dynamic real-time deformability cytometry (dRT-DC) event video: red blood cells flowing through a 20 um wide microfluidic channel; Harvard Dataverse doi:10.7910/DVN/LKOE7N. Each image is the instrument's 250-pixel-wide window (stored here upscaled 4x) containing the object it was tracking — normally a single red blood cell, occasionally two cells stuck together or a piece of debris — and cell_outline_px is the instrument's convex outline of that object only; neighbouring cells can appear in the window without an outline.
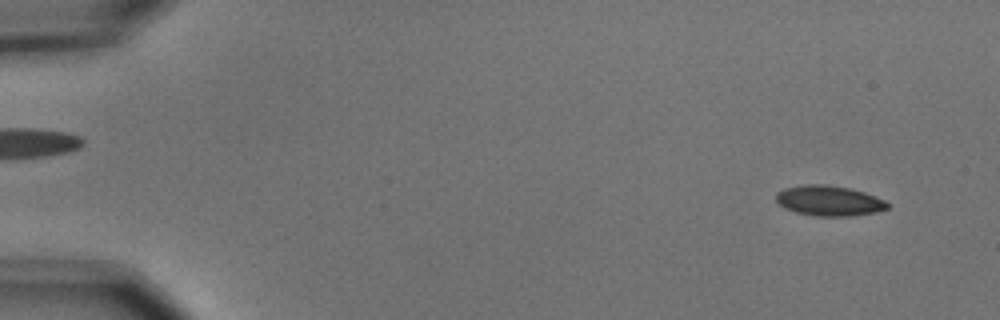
{"species": "common noctule bat (a hibernating species)", "species_latin": "Nyctalus noctula", "temperature_condition": "cold", "stored_images_in_passage": 7, "camera_frame_rate_fps": 3000, "um_per_image_px": 0.085, "animal": {"sex": "male", "body_mass_g": 15.6}, "frame": {"image": 1, "passage_image": 1, "time_ms": 0.0, "image_size_px": [1000, 320], "cell_outline_px": [[888, 208], [876, 212], [848, 216], [816, 216], [796, 212], [784, 208], [776, 200], [776, 192], [784, 188], [804, 184], [824, 184], [848, 188], [864, 192], [884, 200], [888, 204]], "centroid_in_image_um": [70.43, 17.06], "position_along_channel_um": 14.6, "area_um2": 19.54}}
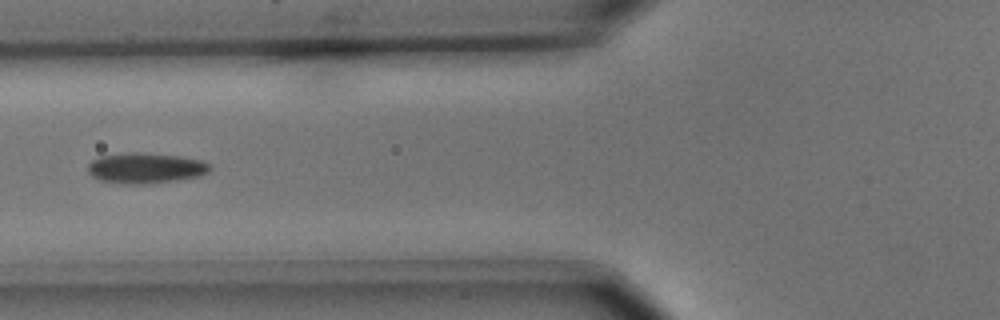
{"frame": {"image": 2, "passage_image": 6, "time_ms": 1.667, "image_size_px": [1000, 320], "cell_outline_px": [[212, 168], [208, 172], [200, 176], [180, 180], [144, 184], [124, 184], [100, 180], [92, 176], [88, 172], [88, 164], [92, 160], [100, 156], [128, 152], [136, 152], [176, 156], [200, 160], [212, 164]], "centroid_in_image_um": [12.38, 14.29], "position_along_channel_um": 113.4, "area_um2": 21.79}}
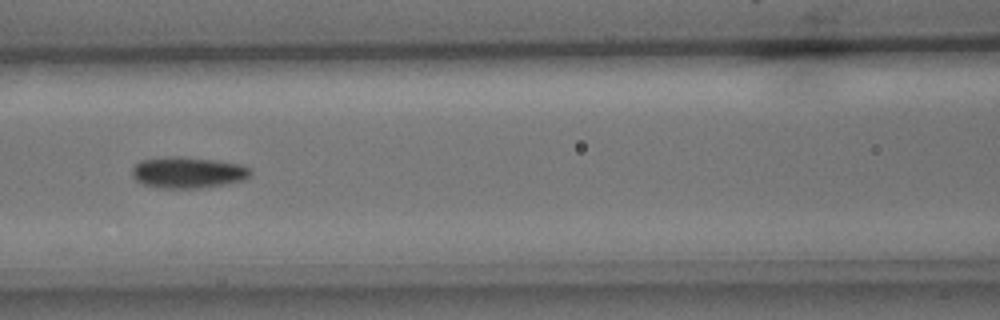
{"frame": {"image": 3, "passage_image": 7, "time_ms": 2.0, "image_size_px": [1000, 320], "cell_outline_px": [[252, 172], [244, 180], [224, 184], [200, 188], [156, 188], [144, 184], [136, 180], [132, 176], [132, 168], [140, 160], [168, 156], [184, 156], [216, 160], [240, 164], [248, 168]], "centroid_in_image_um": [15.94, 14.65], "position_along_channel_um": 150.7, "area_um2": 21.68}}